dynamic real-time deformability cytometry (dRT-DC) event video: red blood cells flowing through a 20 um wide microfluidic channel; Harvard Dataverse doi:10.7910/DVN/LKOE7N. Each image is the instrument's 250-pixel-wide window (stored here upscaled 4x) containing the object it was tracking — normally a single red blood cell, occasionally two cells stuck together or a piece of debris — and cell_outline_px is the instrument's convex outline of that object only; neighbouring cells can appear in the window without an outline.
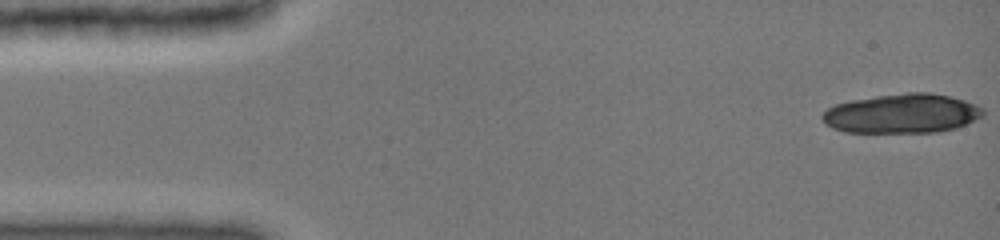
{"species": "common noctule bat (a hibernating species)", "species_latin": "Nyctalus noctula", "temperature_condition": "cold", "stored_images_in_passage": 24, "camera_frame_rate_fps": 3000, "um_per_image_px": 0.085, "animal": {"sex": "female", "body_mass_g": 19.0, "forearm_length_mm": 51.5}, "frame": {"image": 1, "passage_image": 1, "time_ms": 0.0, "image_size_px": [1000, 240], "cell_outline_px": [[984, 116], [956, 128], [936, 132], [844, 132], [832, 128], [820, 116], [828, 108], [836, 104], [852, 100], [876, 96], [908, 92], [928, 92], [948, 96], [964, 100], [976, 104], [984, 108]], "centroid_in_image_um": [76.7, 9.65], "position_along_channel_um": 8.3, "area_um2": 36.76}}